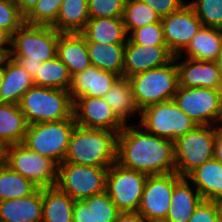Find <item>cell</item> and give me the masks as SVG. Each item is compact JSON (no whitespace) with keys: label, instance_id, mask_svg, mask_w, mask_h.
I'll return each instance as SVG.
<instances>
[{"label":"cell","instance_id":"obj_1","mask_svg":"<svg viewBox=\"0 0 222 222\" xmlns=\"http://www.w3.org/2000/svg\"><path fill=\"white\" fill-rule=\"evenodd\" d=\"M116 163L148 176L173 173L174 141L153 135L138 123H130L118 133Z\"/></svg>","mask_w":222,"mask_h":222},{"label":"cell","instance_id":"obj_2","mask_svg":"<svg viewBox=\"0 0 222 222\" xmlns=\"http://www.w3.org/2000/svg\"><path fill=\"white\" fill-rule=\"evenodd\" d=\"M117 132L76 125L64 162L92 167H110L116 163Z\"/></svg>","mask_w":222,"mask_h":222},{"label":"cell","instance_id":"obj_3","mask_svg":"<svg viewBox=\"0 0 222 222\" xmlns=\"http://www.w3.org/2000/svg\"><path fill=\"white\" fill-rule=\"evenodd\" d=\"M18 105L28 125L73 116V100L67 90L34 85L23 94Z\"/></svg>","mask_w":222,"mask_h":222},{"label":"cell","instance_id":"obj_4","mask_svg":"<svg viewBox=\"0 0 222 222\" xmlns=\"http://www.w3.org/2000/svg\"><path fill=\"white\" fill-rule=\"evenodd\" d=\"M128 79L140 111L150 105L173 100L179 86L175 59L164 66L133 75Z\"/></svg>","mask_w":222,"mask_h":222},{"label":"cell","instance_id":"obj_5","mask_svg":"<svg viewBox=\"0 0 222 222\" xmlns=\"http://www.w3.org/2000/svg\"><path fill=\"white\" fill-rule=\"evenodd\" d=\"M60 32L52 26L24 23L11 36L10 57L15 61L45 62L57 55Z\"/></svg>","mask_w":222,"mask_h":222},{"label":"cell","instance_id":"obj_6","mask_svg":"<svg viewBox=\"0 0 222 222\" xmlns=\"http://www.w3.org/2000/svg\"><path fill=\"white\" fill-rule=\"evenodd\" d=\"M75 126L73 116L57 122L30 124L22 144L29 150L54 160L59 165L64 162Z\"/></svg>","mask_w":222,"mask_h":222},{"label":"cell","instance_id":"obj_7","mask_svg":"<svg viewBox=\"0 0 222 222\" xmlns=\"http://www.w3.org/2000/svg\"><path fill=\"white\" fill-rule=\"evenodd\" d=\"M220 126H196L174 141L175 172L187 177L204 162L214 158V144Z\"/></svg>","mask_w":222,"mask_h":222},{"label":"cell","instance_id":"obj_8","mask_svg":"<svg viewBox=\"0 0 222 222\" xmlns=\"http://www.w3.org/2000/svg\"><path fill=\"white\" fill-rule=\"evenodd\" d=\"M2 161L39 188L54 187L57 184L58 164L29 150L22 143L5 146Z\"/></svg>","mask_w":222,"mask_h":222},{"label":"cell","instance_id":"obj_9","mask_svg":"<svg viewBox=\"0 0 222 222\" xmlns=\"http://www.w3.org/2000/svg\"><path fill=\"white\" fill-rule=\"evenodd\" d=\"M173 101L198 126L222 127V89L178 86Z\"/></svg>","mask_w":222,"mask_h":222},{"label":"cell","instance_id":"obj_10","mask_svg":"<svg viewBox=\"0 0 222 222\" xmlns=\"http://www.w3.org/2000/svg\"><path fill=\"white\" fill-rule=\"evenodd\" d=\"M138 124L147 132L171 141L198 126L173 100L144 108Z\"/></svg>","mask_w":222,"mask_h":222},{"label":"cell","instance_id":"obj_11","mask_svg":"<svg viewBox=\"0 0 222 222\" xmlns=\"http://www.w3.org/2000/svg\"><path fill=\"white\" fill-rule=\"evenodd\" d=\"M108 168L62 162L58 165L56 186L73 200H84L106 191Z\"/></svg>","mask_w":222,"mask_h":222},{"label":"cell","instance_id":"obj_12","mask_svg":"<svg viewBox=\"0 0 222 222\" xmlns=\"http://www.w3.org/2000/svg\"><path fill=\"white\" fill-rule=\"evenodd\" d=\"M147 177L118 163L108 168L106 192L120 212L138 211Z\"/></svg>","mask_w":222,"mask_h":222},{"label":"cell","instance_id":"obj_13","mask_svg":"<svg viewBox=\"0 0 222 222\" xmlns=\"http://www.w3.org/2000/svg\"><path fill=\"white\" fill-rule=\"evenodd\" d=\"M181 178L176 172L148 176L137 212L149 222H165L174 185Z\"/></svg>","mask_w":222,"mask_h":222},{"label":"cell","instance_id":"obj_14","mask_svg":"<svg viewBox=\"0 0 222 222\" xmlns=\"http://www.w3.org/2000/svg\"><path fill=\"white\" fill-rule=\"evenodd\" d=\"M161 23L166 45L174 55H179L203 26L188 3L162 17Z\"/></svg>","mask_w":222,"mask_h":222},{"label":"cell","instance_id":"obj_15","mask_svg":"<svg viewBox=\"0 0 222 222\" xmlns=\"http://www.w3.org/2000/svg\"><path fill=\"white\" fill-rule=\"evenodd\" d=\"M73 117L76 125L84 128L106 129L119 133L125 126L103 97L76 98L73 101Z\"/></svg>","mask_w":222,"mask_h":222},{"label":"cell","instance_id":"obj_16","mask_svg":"<svg viewBox=\"0 0 222 222\" xmlns=\"http://www.w3.org/2000/svg\"><path fill=\"white\" fill-rule=\"evenodd\" d=\"M174 56L167 45L144 46L133 43L128 38L125 44L123 77L129 78L150 69L164 66L170 63Z\"/></svg>","mask_w":222,"mask_h":222},{"label":"cell","instance_id":"obj_17","mask_svg":"<svg viewBox=\"0 0 222 222\" xmlns=\"http://www.w3.org/2000/svg\"><path fill=\"white\" fill-rule=\"evenodd\" d=\"M179 87L222 89V78L216 61H200L175 55Z\"/></svg>","mask_w":222,"mask_h":222},{"label":"cell","instance_id":"obj_18","mask_svg":"<svg viewBox=\"0 0 222 222\" xmlns=\"http://www.w3.org/2000/svg\"><path fill=\"white\" fill-rule=\"evenodd\" d=\"M120 78L119 75L91 65L72 76L69 89L72 100L81 96L103 97Z\"/></svg>","mask_w":222,"mask_h":222},{"label":"cell","instance_id":"obj_19","mask_svg":"<svg viewBox=\"0 0 222 222\" xmlns=\"http://www.w3.org/2000/svg\"><path fill=\"white\" fill-rule=\"evenodd\" d=\"M42 188L33 194L0 201V222H42Z\"/></svg>","mask_w":222,"mask_h":222},{"label":"cell","instance_id":"obj_20","mask_svg":"<svg viewBox=\"0 0 222 222\" xmlns=\"http://www.w3.org/2000/svg\"><path fill=\"white\" fill-rule=\"evenodd\" d=\"M56 56L65 64L71 76L92 65L86 39L81 33H60Z\"/></svg>","mask_w":222,"mask_h":222},{"label":"cell","instance_id":"obj_21","mask_svg":"<svg viewBox=\"0 0 222 222\" xmlns=\"http://www.w3.org/2000/svg\"><path fill=\"white\" fill-rule=\"evenodd\" d=\"M119 212L105 191L84 200H75L73 222H115Z\"/></svg>","mask_w":222,"mask_h":222},{"label":"cell","instance_id":"obj_22","mask_svg":"<svg viewBox=\"0 0 222 222\" xmlns=\"http://www.w3.org/2000/svg\"><path fill=\"white\" fill-rule=\"evenodd\" d=\"M103 99L124 125H128L132 118V124L138 123L141 111L135 102L133 89L128 78L120 77L103 96ZM136 119L137 121H135Z\"/></svg>","mask_w":222,"mask_h":222},{"label":"cell","instance_id":"obj_23","mask_svg":"<svg viewBox=\"0 0 222 222\" xmlns=\"http://www.w3.org/2000/svg\"><path fill=\"white\" fill-rule=\"evenodd\" d=\"M186 178L203 200L222 202V163L215 158L204 162Z\"/></svg>","mask_w":222,"mask_h":222},{"label":"cell","instance_id":"obj_24","mask_svg":"<svg viewBox=\"0 0 222 222\" xmlns=\"http://www.w3.org/2000/svg\"><path fill=\"white\" fill-rule=\"evenodd\" d=\"M202 200L194 185L186 177H182L174 185L171 206L165 222H188Z\"/></svg>","mask_w":222,"mask_h":222},{"label":"cell","instance_id":"obj_25","mask_svg":"<svg viewBox=\"0 0 222 222\" xmlns=\"http://www.w3.org/2000/svg\"><path fill=\"white\" fill-rule=\"evenodd\" d=\"M33 78L13 58L4 65V77L0 87V103L19 104L23 94L34 86Z\"/></svg>","mask_w":222,"mask_h":222},{"label":"cell","instance_id":"obj_26","mask_svg":"<svg viewBox=\"0 0 222 222\" xmlns=\"http://www.w3.org/2000/svg\"><path fill=\"white\" fill-rule=\"evenodd\" d=\"M222 47V29L202 26L179 56L216 61Z\"/></svg>","mask_w":222,"mask_h":222},{"label":"cell","instance_id":"obj_27","mask_svg":"<svg viewBox=\"0 0 222 222\" xmlns=\"http://www.w3.org/2000/svg\"><path fill=\"white\" fill-rule=\"evenodd\" d=\"M80 33L86 42L118 44L128 39L122 18H90Z\"/></svg>","mask_w":222,"mask_h":222},{"label":"cell","instance_id":"obj_28","mask_svg":"<svg viewBox=\"0 0 222 222\" xmlns=\"http://www.w3.org/2000/svg\"><path fill=\"white\" fill-rule=\"evenodd\" d=\"M28 123L19 105L0 103V146L21 144Z\"/></svg>","mask_w":222,"mask_h":222},{"label":"cell","instance_id":"obj_29","mask_svg":"<svg viewBox=\"0 0 222 222\" xmlns=\"http://www.w3.org/2000/svg\"><path fill=\"white\" fill-rule=\"evenodd\" d=\"M42 222H73L74 202L57 186L42 188Z\"/></svg>","mask_w":222,"mask_h":222},{"label":"cell","instance_id":"obj_30","mask_svg":"<svg viewBox=\"0 0 222 222\" xmlns=\"http://www.w3.org/2000/svg\"><path fill=\"white\" fill-rule=\"evenodd\" d=\"M125 44H102L86 42L91 64L98 69L123 77Z\"/></svg>","mask_w":222,"mask_h":222},{"label":"cell","instance_id":"obj_31","mask_svg":"<svg viewBox=\"0 0 222 222\" xmlns=\"http://www.w3.org/2000/svg\"><path fill=\"white\" fill-rule=\"evenodd\" d=\"M89 19L88 0H63L52 27L60 33H80Z\"/></svg>","mask_w":222,"mask_h":222},{"label":"cell","instance_id":"obj_32","mask_svg":"<svg viewBox=\"0 0 222 222\" xmlns=\"http://www.w3.org/2000/svg\"><path fill=\"white\" fill-rule=\"evenodd\" d=\"M37 187L28 178L0 162V201L17 199L33 194Z\"/></svg>","mask_w":222,"mask_h":222},{"label":"cell","instance_id":"obj_33","mask_svg":"<svg viewBox=\"0 0 222 222\" xmlns=\"http://www.w3.org/2000/svg\"><path fill=\"white\" fill-rule=\"evenodd\" d=\"M33 81L36 86L69 91L72 76L65 64L56 56L42 63Z\"/></svg>","mask_w":222,"mask_h":222},{"label":"cell","instance_id":"obj_34","mask_svg":"<svg viewBox=\"0 0 222 222\" xmlns=\"http://www.w3.org/2000/svg\"><path fill=\"white\" fill-rule=\"evenodd\" d=\"M122 19L127 35H129L137 28L161 22L162 18L141 0H126Z\"/></svg>","mask_w":222,"mask_h":222},{"label":"cell","instance_id":"obj_35","mask_svg":"<svg viewBox=\"0 0 222 222\" xmlns=\"http://www.w3.org/2000/svg\"><path fill=\"white\" fill-rule=\"evenodd\" d=\"M187 3L203 26L222 29V0H192Z\"/></svg>","mask_w":222,"mask_h":222},{"label":"cell","instance_id":"obj_36","mask_svg":"<svg viewBox=\"0 0 222 222\" xmlns=\"http://www.w3.org/2000/svg\"><path fill=\"white\" fill-rule=\"evenodd\" d=\"M63 0H38L33 10L24 18L29 25L52 26L57 19Z\"/></svg>","mask_w":222,"mask_h":222},{"label":"cell","instance_id":"obj_37","mask_svg":"<svg viewBox=\"0 0 222 222\" xmlns=\"http://www.w3.org/2000/svg\"><path fill=\"white\" fill-rule=\"evenodd\" d=\"M23 24L16 0H0V29L12 36Z\"/></svg>","mask_w":222,"mask_h":222},{"label":"cell","instance_id":"obj_38","mask_svg":"<svg viewBox=\"0 0 222 222\" xmlns=\"http://www.w3.org/2000/svg\"><path fill=\"white\" fill-rule=\"evenodd\" d=\"M126 0H88L89 18H122Z\"/></svg>","mask_w":222,"mask_h":222},{"label":"cell","instance_id":"obj_39","mask_svg":"<svg viewBox=\"0 0 222 222\" xmlns=\"http://www.w3.org/2000/svg\"><path fill=\"white\" fill-rule=\"evenodd\" d=\"M128 38L136 44L144 46L166 45L161 22L152 23L133 30Z\"/></svg>","mask_w":222,"mask_h":222},{"label":"cell","instance_id":"obj_40","mask_svg":"<svg viewBox=\"0 0 222 222\" xmlns=\"http://www.w3.org/2000/svg\"><path fill=\"white\" fill-rule=\"evenodd\" d=\"M188 222H221L220 202L202 200Z\"/></svg>","mask_w":222,"mask_h":222},{"label":"cell","instance_id":"obj_41","mask_svg":"<svg viewBox=\"0 0 222 222\" xmlns=\"http://www.w3.org/2000/svg\"><path fill=\"white\" fill-rule=\"evenodd\" d=\"M151 7L160 17L168 16L169 14L178 11L187 0H141Z\"/></svg>","mask_w":222,"mask_h":222},{"label":"cell","instance_id":"obj_42","mask_svg":"<svg viewBox=\"0 0 222 222\" xmlns=\"http://www.w3.org/2000/svg\"><path fill=\"white\" fill-rule=\"evenodd\" d=\"M115 222H149L144 216L137 211L119 212Z\"/></svg>","mask_w":222,"mask_h":222},{"label":"cell","instance_id":"obj_43","mask_svg":"<svg viewBox=\"0 0 222 222\" xmlns=\"http://www.w3.org/2000/svg\"><path fill=\"white\" fill-rule=\"evenodd\" d=\"M20 14L25 18L36 6L38 0H16Z\"/></svg>","mask_w":222,"mask_h":222},{"label":"cell","instance_id":"obj_44","mask_svg":"<svg viewBox=\"0 0 222 222\" xmlns=\"http://www.w3.org/2000/svg\"><path fill=\"white\" fill-rule=\"evenodd\" d=\"M214 158L222 163V127L217 130L214 144Z\"/></svg>","mask_w":222,"mask_h":222},{"label":"cell","instance_id":"obj_45","mask_svg":"<svg viewBox=\"0 0 222 222\" xmlns=\"http://www.w3.org/2000/svg\"><path fill=\"white\" fill-rule=\"evenodd\" d=\"M25 71L34 79L38 69L42 65V62H27V61H17Z\"/></svg>","mask_w":222,"mask_h":222},{"label":"cell","instance_id":"obj_46","mask_svg":"<svg viewBox=\"0 0 222 222\" xmlns=\"http://www.w3.org/2000/svg\"><path fill=\"white\" fill-rule=\"evenodd\" d=\"M11 46H0V66L10 57Z\"/></svg>","mask_w":222,"mask_h":222},{"label":"cell","instance_id":"obj_47","mask_svg":"<svg viewBox=\"0 0 222 222\" xmlns=\"http://www.w3.org/2000/svg\"><path fill=\"white\" fill-rule=\"evenodd\" d=\"M0 46H11V36L2 29H0Z\"/></svg>","mask_w":222,"mask_h":222},{"label":"cell","instance_id":"obj_48","mask_svg":"<svg viewBox=\"0 0 222 222\" xmlns=\"http://www.w3.org/2000/svg\"><path fill=\"white\" fill-rule=\"evenodd\" d=\"M216 63H217V66H218V69L220 71L221 78H222V47L216 59Z\"/></svg>","mask_w":222,"mask_h":222},{"label":"cell","instance_id":"obj_49","mask_svg":"<svg viewBox=\"0 0 222 222\" xmlns=\"http://www.w3.org/2000/svg\"><path fill=\"white\" fill-rule=\"evenodd\" d=\"M3 77H4V65L0 66V87L2 85L3 82Z\"/></svg>","mask_w":222,"mask_h":222},{"label":"cell","instance_id":"obj_50","mask_svg":"<svg viewBox=\"0 0 222 222\" xmlns=\"http://www.w3.org/2000/svg\"><path fill=\"white\" fill-rule=\"evenodd\" d=\"M3 148L0 146V162L2 161Z\"/></svg>","mask_w":222,"mask_h":222},{"label":"cell","instance_id":"obj_51","mask_svg":"<svg viewBox=\"0 0 222 222\" xmlns=\"http://www.w3.org/2000/svg\"><path fill=\"white\" fill-rule=\"evenodd\" d=\"M220 216H221V222H222V202H220Z\"/></svg>","mask_w":222,"mask_h":222}]
</instances>
